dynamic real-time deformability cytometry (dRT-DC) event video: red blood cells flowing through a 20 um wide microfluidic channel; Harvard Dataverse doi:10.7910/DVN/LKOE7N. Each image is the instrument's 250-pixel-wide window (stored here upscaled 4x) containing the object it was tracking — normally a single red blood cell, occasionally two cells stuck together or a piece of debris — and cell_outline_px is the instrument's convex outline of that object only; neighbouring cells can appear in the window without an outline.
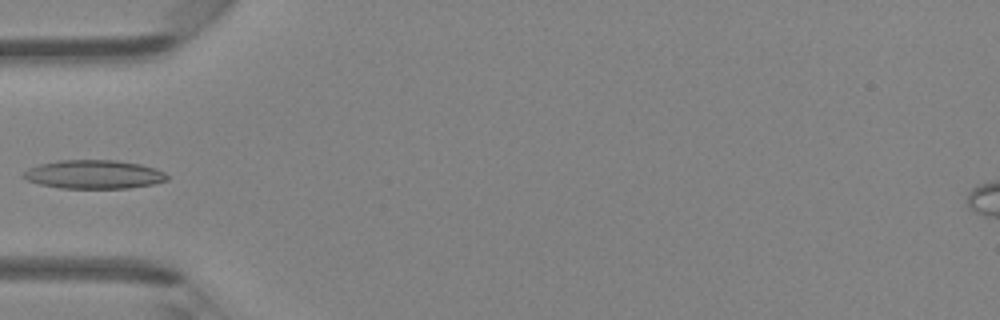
{"species": "Egyptian fruit bat (a non-hibernating species)", "species_latin": "Rousettus aegyptiacus", "temperature_condition": "room temperature", "stored_images_in_passage": 4, "camera_frame_rate_fps": 3000, "um_per_image_px": 0.085, "animal": {"sex": "female"}, "frame": {"image": 1, "passage_image": 4, "time_ms": 1.0, "image_size_px": [1000, 320], "cell_outline_px": [[168, 180], [152, 184], [128, 188], [60, 188], [40, 184], [28, 180], [20, 176], [28, 168], [40, 164], [60, 160], [116, 160], [140, 164], [156, 168], [164, 172], [168, 176]], "centroid_in_image_um": [7.98, 14.82], "position_along_channel_um": 77.0, "area_um2": 23.99}}